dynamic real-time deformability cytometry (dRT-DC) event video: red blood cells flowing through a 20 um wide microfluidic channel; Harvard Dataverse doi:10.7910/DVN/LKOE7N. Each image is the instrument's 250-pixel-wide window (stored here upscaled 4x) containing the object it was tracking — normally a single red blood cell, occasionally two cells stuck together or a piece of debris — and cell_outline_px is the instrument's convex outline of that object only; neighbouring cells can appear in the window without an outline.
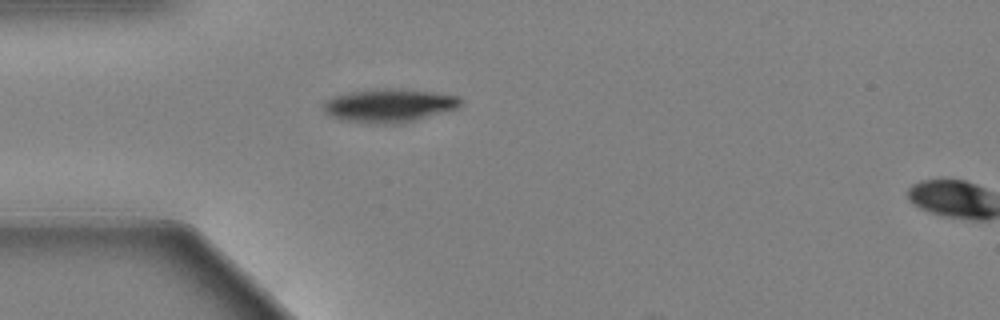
{"species": "Egyptian fruit bat (a non-hibernating species)", "species_latin": "Rousettus aegyptiacus", "temperature_condition": "warm", "stored_images_in_passage": 3, "camera_frame_rate_fps": 3000, "um_per_image_px": 0.085, "animal": {"sex": "female"}, "frame": {"image": 1, "passage_image": 1, "time_ms": 0.0, "image_size_px": [1000, 320], "cell_outline_px": [[464, 104], [460, 108], [400, 124], [384, 124], [340, 120], [324, 112], [324, 100], [332, 96], [352, 92], [384, 88], [396, 88], [432, 92], [460, 96], [464, 100]], "centroid_in_image_um": [33.14, 8.97], "position_along_channel_um": 51.9, "area_um2": 26.93}}